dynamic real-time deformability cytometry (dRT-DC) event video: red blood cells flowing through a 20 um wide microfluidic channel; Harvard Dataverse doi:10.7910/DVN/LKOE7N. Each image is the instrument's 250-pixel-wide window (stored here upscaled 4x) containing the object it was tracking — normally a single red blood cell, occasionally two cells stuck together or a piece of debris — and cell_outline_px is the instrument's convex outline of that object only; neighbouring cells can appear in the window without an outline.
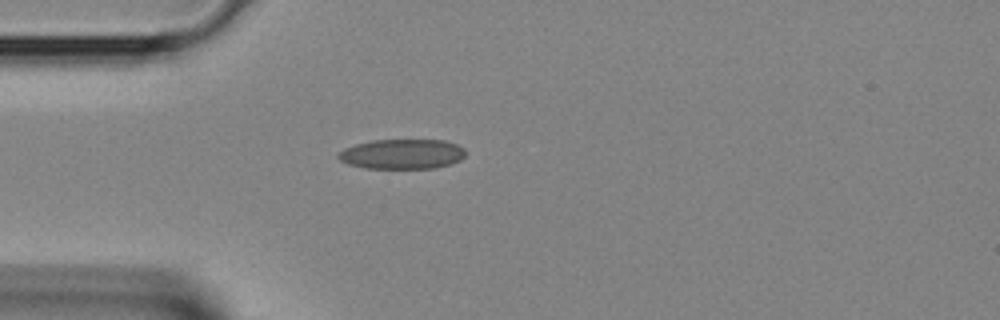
{"species": "Egyptian fruit bat (a non-hibernating species)", "species_latin": "Rousettus aegyptiacus", "temperature_condition": "room temperature", "stored_images_in_passage": 29, "camera_frame_rate_fps": 3000, "um_per_image_px": 0.085, "animal": {"sex": "female"}, "frame": {"image": 1, "passage_image": 1, "time_ms": 0.0, "image_size_px": [1000, 320], "cell_outline_px": [[464, 156], [460, 160], [436, 168], [364, 168], [348, 164], [340, 160], [336, 156], [344, 148], [356, 144], [372, 140], [444, 140], [456, 144], [464, 148]], "centroid_in_image_um": [34.16, 13.09], "position_along_channel_um": 50.8, "area_um2": 22.08}}
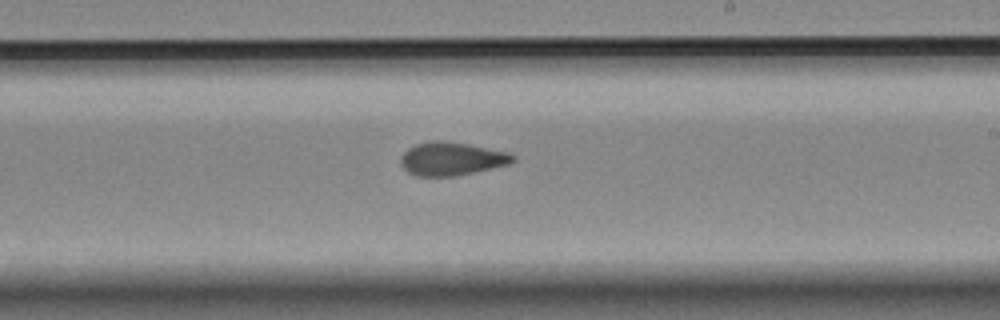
{"frame": {"image": 2, "passage_image": 13, "time_ms": 4.0, "image_size_px": [1000, 320], "cell_outline_px": [[516, 160], [508, 164], [456, 176], [416, 176], [408, 172], [400, 164], [400, 156], [408, 148], [416, 144], [432, 140], [440, 140], [468, 144], [508, 152], [516, 156]], "centroid_in_image_um": [38.36, 13.49], "position_along_channel_um": 250.6, "area_um2": 21.73}}
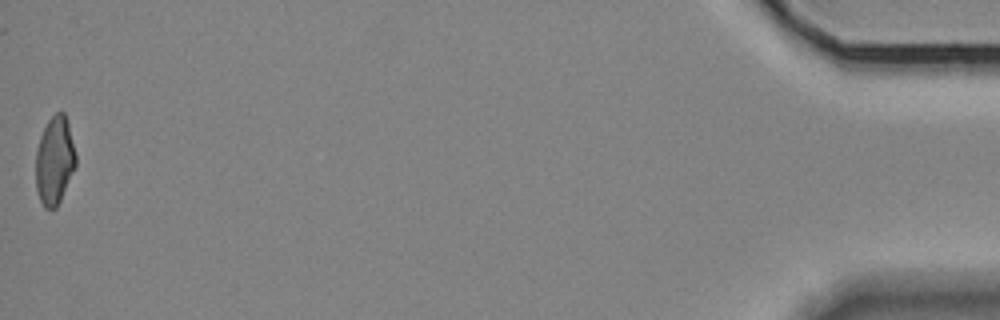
{"frame": {"image": 3, "passage_image": 29, "time_ms": 9.333, "image_size_px": [1000, 320], "cell_outline_px": [[76, 164], [60, 200], [56, 208], [44, 208], [40, 200], [36, 188], [36, 152], [40, 136], [48, 120], [56, 112], [64, 112], [68, 124], [76, 156]], "centroid_in_image_um": [4.63, 13.64], "position_along_channel_um": 430.6, "area_um2": 20.23}}